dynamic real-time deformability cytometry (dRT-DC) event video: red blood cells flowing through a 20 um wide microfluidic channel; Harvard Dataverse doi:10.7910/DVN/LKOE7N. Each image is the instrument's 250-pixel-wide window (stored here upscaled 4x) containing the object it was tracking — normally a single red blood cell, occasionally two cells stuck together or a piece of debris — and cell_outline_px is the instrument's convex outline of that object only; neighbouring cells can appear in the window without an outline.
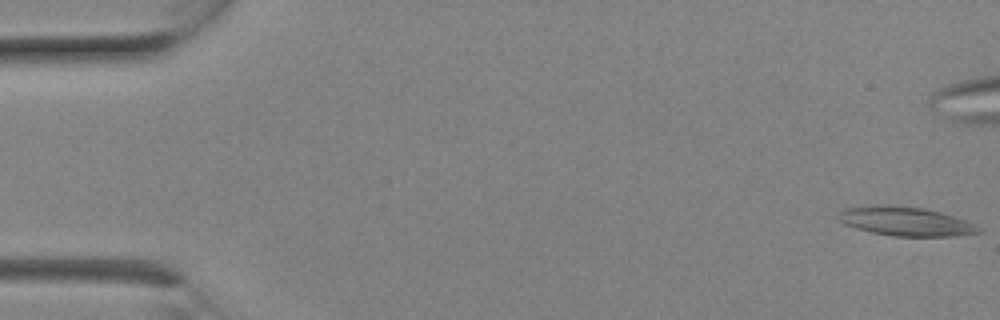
{"species": "Egyptian fruit bat (a non-hibernating species)", "species_latin": "Rousettus aegyptiacus", "temperature_condition": "room temperature", "stored_images_in_passage": 8, "segment_of_instrument_passage": [1, 2], "camera_frame_rate_fps": 3000, "um_per_image_px": 0.085, "animal": {"sex": "female"}, "frame": {"image": 1, "passage_image": 1, "time_ms": 0.0, "image_size_px": [1000, 320], "cell_outline_px": [[980, 232], [952, 236], [892, 236], [872, 232], [856, 228], [844, 224], [836, 220], [836, 216], [844, 208], [872, 204], [880, 204], [924, 208], [940, 212], [964, 220], [980, 228]], "centroid_in_image_um": [76.86, 18.8], "position_along_channel_um": 8.1, "area_um2": 23.64}}